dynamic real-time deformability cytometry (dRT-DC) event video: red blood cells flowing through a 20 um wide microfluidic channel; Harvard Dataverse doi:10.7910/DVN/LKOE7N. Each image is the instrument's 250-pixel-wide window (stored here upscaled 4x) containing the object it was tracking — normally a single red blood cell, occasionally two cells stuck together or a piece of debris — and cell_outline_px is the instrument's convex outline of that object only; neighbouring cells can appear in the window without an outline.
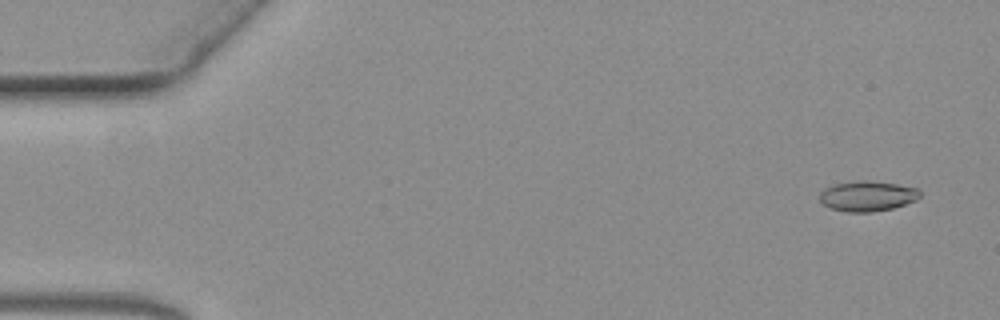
{"species": "common noctule bat (a hibernating species)", "species_latin": "Nyctalus noctula", "temperature_condition": "warm", "stored_images_in_passage": 58, "camera_frame_rate_fps": 3000, "um_per_image_px": 0.085, "animal": {"sex": "female", "body_mass_g": 19.3, "forearm_length_mm": 54.1}, "frame": {"image": 1, "passage_image": 4, "time_ms": 1.0, "image_size_px": [1000, 320], "cell_outline_px": [[920, 196], [916, 200], [892, 208], [872, 212], [848, 212], [832, 208], [824, 204], [820, 200], [820, 192], [824, 188], [832, 184], [856, 180], [868, 180], [896, 184], [916, 188], [920, 192]], "centroid_in_image_um": [73.7, 16.65], "position_along_channel_um": 11.3, "area_um2": 17.63}}
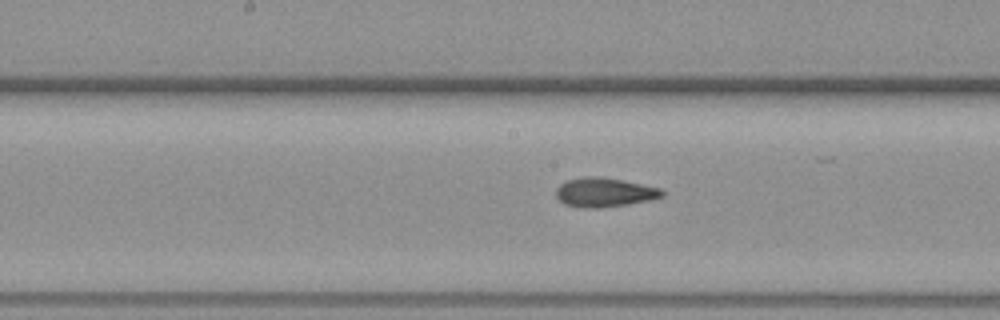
{"frame": {"image": 2, "passage_image": 32, "time_ms": 10.333, "image_size_px": [1000, 320], "cell_outline_px": [[664, 196], [652, 200], [628, 204], [600, 208], [584, 208], [564, 204], [556, 196], [556, 188], [560, 184], [568, 180], [584, 176], [600, 176], [660, 188], [664, 192]], "centroid_in_image_um": [51.37, 16.35], "position_along_channel_um": 196.8, "area_um2": 18.03}}
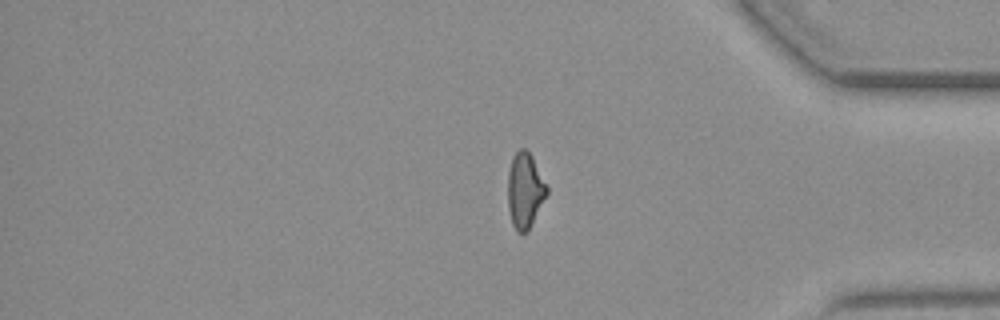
{"frame": {"image": 3, "passage_image": 51, "time_ms": 16.667, "image_size_px": [1000, 320], "cell_outline_px": [[548, 192], [528, 232], [516, 232], [512, 224], [508, 208], [508, 172], [512, 156], [520, 148], [524, 148], [532, 156], [548, 188]], "centroid_in_image_um": [44.61, 16.2], "position_along_channel_um": 390.6, "area_um2": 17.11}}